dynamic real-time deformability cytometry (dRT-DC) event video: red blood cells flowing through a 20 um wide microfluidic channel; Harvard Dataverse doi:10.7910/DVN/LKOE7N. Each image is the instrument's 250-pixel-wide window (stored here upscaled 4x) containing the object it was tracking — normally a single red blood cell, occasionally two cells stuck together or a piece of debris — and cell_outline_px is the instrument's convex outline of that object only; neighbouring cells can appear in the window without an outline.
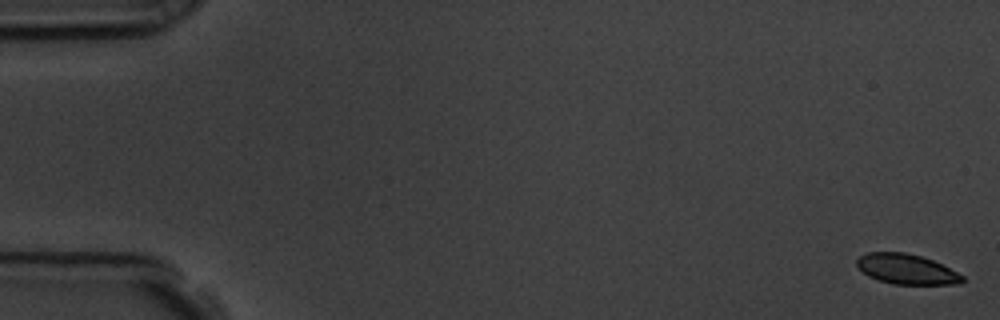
{"species": "common noctule bat (a hibernating species)", "species_latin": "Nyctalus noctula", "temperature_condition": "room temperature", "stored_images_in_passage": 57, "camera_frame_rate_fps": 3000, "um_per_image_px": 0.085, "animal": {"sex": "male", "body_mass_g": 19.5, "forearm_length_mm": 54.6}, "frame": {"image": 1, "passage_image": 1, "time_ms": 0.0, "image_size_px": [1000, 320], "cell_outline_px": [[964, 280], [960, 284], [892, 284], [868, 276], [856, 264], [856, 260], [860, 256], [868, 252], [904, 252], [920, 256], [932, 260], [964, 276]], "centroid_in_image_um": [77.04, 22.88], "position_along_channel_um": 8.0, "area_um2": 18.26}}
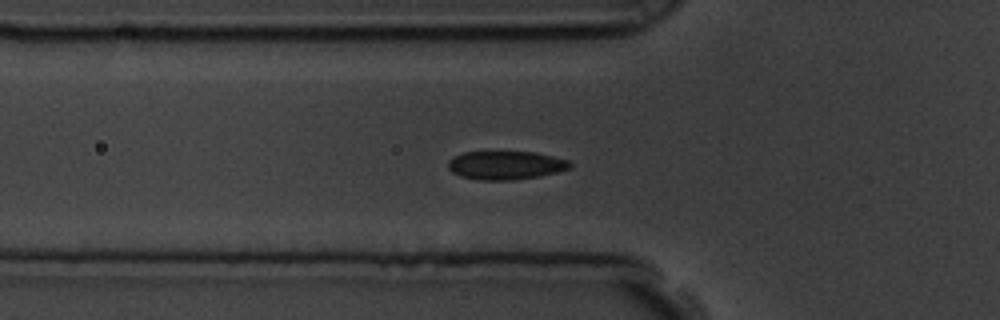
{"frame": {"image": 2, "passage_image": 20, "time_ms": 6.333, "image_size_px": [1000, 320], "cell_outline_px": [[572, 168], [540, 176], [512, 180], [480, 180], [460, 176], [452, 172], [448, 168], [448, 160], [464, 152], [536, 152], [568, 160], [572, 164]], "centroid_in_image_um": [42.99, 14.05], "position_along_channel_um": 82.8, "area_um2": 20.23}}
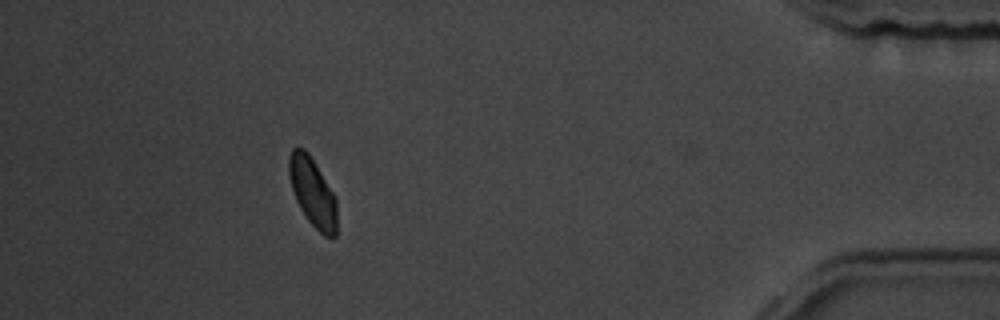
{"frame": {"image": 3, "passage_image": 52, "time_ms": 17.0, "image_size_px": [1000, 320], "cell_outline_px": [[336, 236], [332, 240], [324, 236], [308, 220], [300, 208], [296, 200], [292, 188], [288, 172], [288, 156], [292, 148], [304, 148], [308, 152], [316, 164], [332, 192], [336, 200]], "centroid_in_image_um": [26.56, 16.34], "position_along_channel_um": 408.6, "area_um2": 19.13}, "authors_computed_cell_mechanics": {"area_um2": 20.23, "velocity_mm_per_s": 3.559, "shape_relaxation_time_tau1_ms": 2.2177, "shape_relaxation_time_tau2_ms": null, "deformation_change_tau1": 0.0793, "deformation_change_tau2": null}}